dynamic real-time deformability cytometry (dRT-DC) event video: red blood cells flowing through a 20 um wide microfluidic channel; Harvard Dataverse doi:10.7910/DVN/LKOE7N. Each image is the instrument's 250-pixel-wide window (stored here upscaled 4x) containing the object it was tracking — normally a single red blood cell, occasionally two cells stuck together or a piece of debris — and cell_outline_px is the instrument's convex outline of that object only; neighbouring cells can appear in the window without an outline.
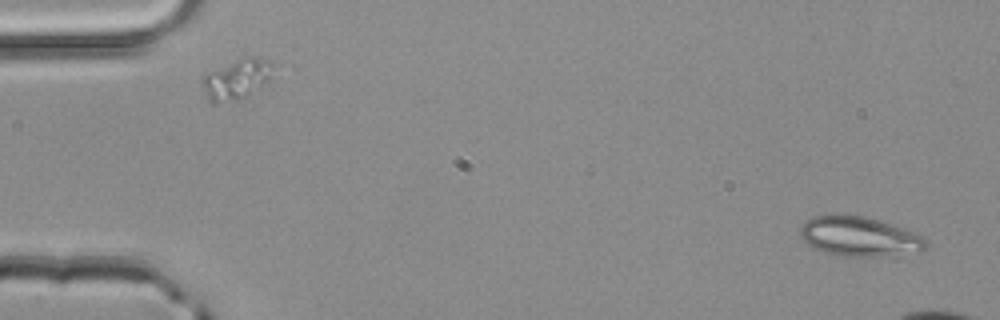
{"species": "common noctule bat (a hibernating species)", "species_latin": "Nyctalus noctula", "temperature_condition": "room temperature", "stored_images_in_passage": 4, "camera_frame_rate_fps": 3000, "um_per_image_px": 0.085, "animal": {"sex": "male", "body_mass_g": 20.4}, "frame": {"image": 1, "passage_image": 1, "time_ms": 0.0, "image_size_px": [1000, 320], "cell_outline_px": [[928, 248], [920, 252], [880, 256], [848, 256], [824, 252], [808, 244], [800, 236], [800, 228], [804, 220], [812, 216], [832, 212], [864, 216], [900, 228], [920, 236], [928, 240]], "centroid_in_image_um": [72.99, 20.07], "position_along_channel_um": 12.0, "area_um2": 29.13}}